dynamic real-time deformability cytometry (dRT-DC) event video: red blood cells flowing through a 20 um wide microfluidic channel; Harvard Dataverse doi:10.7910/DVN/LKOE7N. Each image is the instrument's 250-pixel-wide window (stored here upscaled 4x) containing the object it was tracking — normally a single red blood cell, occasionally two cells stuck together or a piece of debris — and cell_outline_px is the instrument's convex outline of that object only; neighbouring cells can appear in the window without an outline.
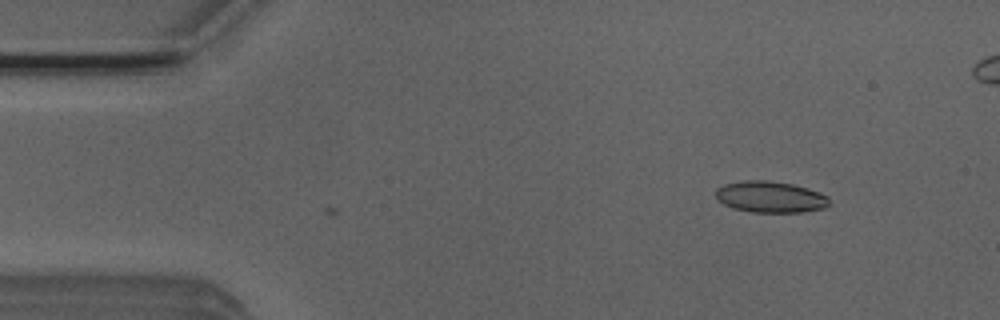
{"species": "Egyptian fruit bat (a non-hibernating species)", "species_latin": "Rousettus aegyptiacus", "temperature_condition": "room temperature", "stored_images_in_passage": 4, "camera_frame_rate_fps": 3000, "um_per_image_px": 0.085, "animal": {"sex": "male"}, "frame": {"image": 1, "passage_image": 2, "time_ms": 0.333, "image_size_px": [1000, 320], "cell_outline_px": [[828, 204], [824, 208], [804, 212], [752, 212], [732, 208], [724, 204], [716, 196], [716, 188], [724, 184], [744, 180], [764, 180], [792, 184], [808, 188], [820, 192], [828, 196]], "centroid_in_image_um": [65.48, 16.74], "position_along_channel_um": 19.5, "area_um2": 20.69}}